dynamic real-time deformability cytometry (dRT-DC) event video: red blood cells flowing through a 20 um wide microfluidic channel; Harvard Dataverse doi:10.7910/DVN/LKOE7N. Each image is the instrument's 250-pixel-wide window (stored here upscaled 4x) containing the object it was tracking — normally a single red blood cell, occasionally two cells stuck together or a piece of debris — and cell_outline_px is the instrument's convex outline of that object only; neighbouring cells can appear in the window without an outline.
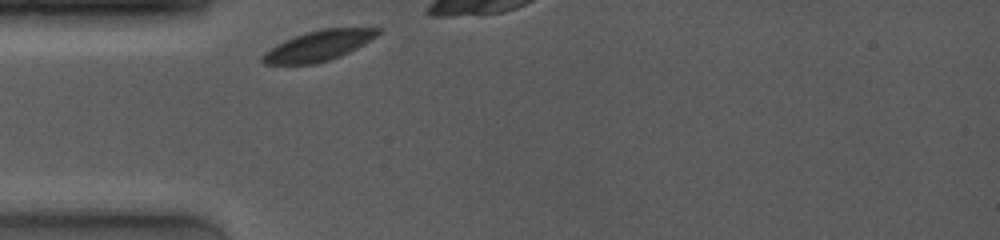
{"species": "common noctule bat (a hibernating species)", "species_latin": "Nyctalus noctula", "temperature_condition": "room temperature", "stored_images_in_passage": 56, "camera_frame_rate_fps": 4000, "um_per_image_px": 0.085, "animal": {"sex": "female", "body_mass_g": 19.0, "forearm_length_mm": 53.3}, "frame": {"image": 1, "passage_image": 1, "time_ms": 0.0, "image_size_px": [1000, 240], "cell_outline_px": [[384, 28], [376, 36], [364, 44], [340, 56], [328, 60], [312, 64], [264, 64], [260, 60], [260, 56], [268, 48], [284, 40], [320, 28]], "centroid_in_image_um": [27.03, 3.89], "position_along_channel_um": 58.0, "area_um2": 20.29}}
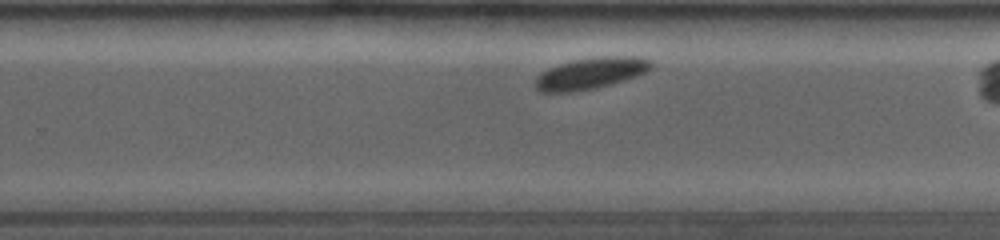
{"frame": {"image": 2, "passage_image": 34, "time_ms": 6.0, "image_size_px": [1000, 240], "cell_outline_px": [[656, 64], [652, 68], [636, 76], [624, 80], [596, 88], [576, 92], [540, 92], [536, 88], [532, 80], [540, 72], [548, 68], [572, 60], [600, 56], [636, 56], [652, 60]], "centroid_in_image_um": [50.19, 6.23], "position_along_channel_um": 279.6, "area_um2": 21.62}}
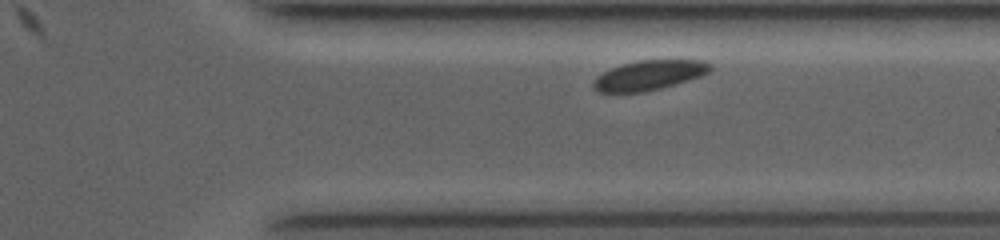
{"frame": {"image": 3, "passage_image": 47, "time_ms": 8.0, "image_size_px": [1000, 240], "cell_outline_px": [[712, 68], [708, 72], [700, 76], [660, 88], [644, 92], [596, 92], [592, 88], [592, 84], [596, 76], [612, 68], [624, 64], [640, 60], [704, 60], [712, 64]], "centroid_in_image_um": [55.15, 6.39], "position_along_channel_um": 356.2, "area_um2": 20.06}, "authors_computed_cell_mechanics": {"area_um2": 21.097, "velocity_mm_per_s": 3.7848, "shape_relaxation_time_tau1_ms": 0.5408, "shape_relaxation_time_tau2_ms": null, "deformation_change_tau1": 0.018, "deformation_change_tau2": null}}